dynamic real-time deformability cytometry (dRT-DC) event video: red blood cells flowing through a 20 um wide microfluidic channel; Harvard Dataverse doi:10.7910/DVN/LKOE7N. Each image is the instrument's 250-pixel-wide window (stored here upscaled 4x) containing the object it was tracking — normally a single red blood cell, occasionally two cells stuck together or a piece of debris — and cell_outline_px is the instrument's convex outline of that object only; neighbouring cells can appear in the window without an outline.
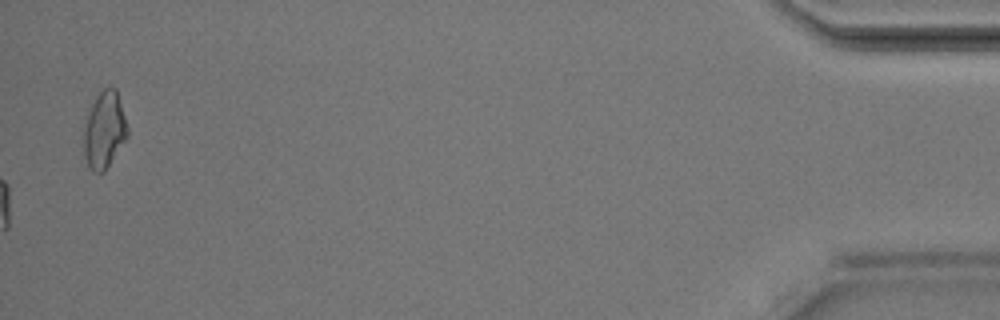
{"species": "Egyptian fruit bat (a non-hibernating species)", "species_latin": "Rousettus aegyptiacus", "temperature_condition": "room temperature", "stored_images_in_passage": 42, "camera_frame_rate_fps": 3000, "um_per_image_px": 0.085, "animal": {"sex": "male"}, "frame": {"image": 1, "passage_image": 42, "time_ms": 13.667, "image_size_px": [1000, 320], "cell_outline_px": [[128, 136], [104, 172], [92, 172], [88, 168], [84, 156], [84, 128], [92, 104], [96, 96], [104, 88], [116, 88], [128, 128]], "centroid_in_image_um": [8.87, 11.09], "position_along_channel_um": 426.3, "area_um2": 19.31}}